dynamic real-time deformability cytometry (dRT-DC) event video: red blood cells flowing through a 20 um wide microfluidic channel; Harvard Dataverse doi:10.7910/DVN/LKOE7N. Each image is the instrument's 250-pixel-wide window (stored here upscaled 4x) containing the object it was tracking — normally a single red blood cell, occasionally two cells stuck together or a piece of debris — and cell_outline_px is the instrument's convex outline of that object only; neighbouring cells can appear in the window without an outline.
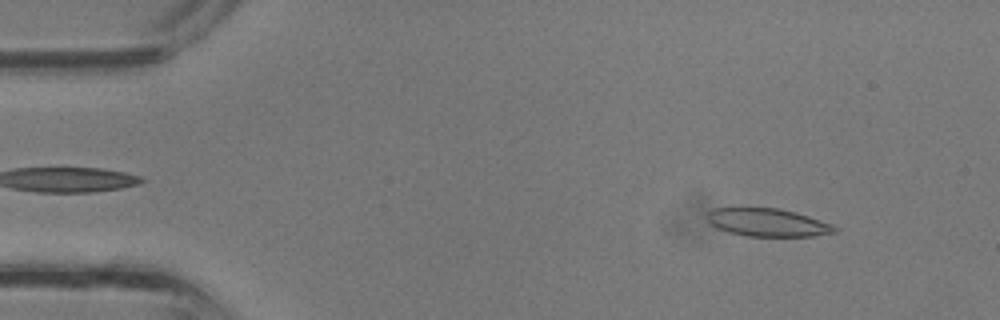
{"species": "common noctule bat (a hibernating species)", "species_latin": "Nyctalus noctula", "temperature_condition": "room temperature", "stored_images_in_passage": 34, "camera_frame_rate_fps": 3000, "um_per_image_px": 0.085, "animal": {"sex": "male", "body_mass_g": 13.3}, "frame": {"image": 1, "passage_image": 2, "time_ms": 0.333, "image_size_px": [1000, 320], "cell_outline_px": [[840, 232], [812, 236], [748, 236], [728, 232], [716, 228], [708, 220], [708, 212], [712, 208], [780, 208], [796, 212], [832, 224], [840, 228]], "centroid_in_image_um": [65.31, 18.91], "position_along_channel_um": 19.7, "area_um2": 20.87}}
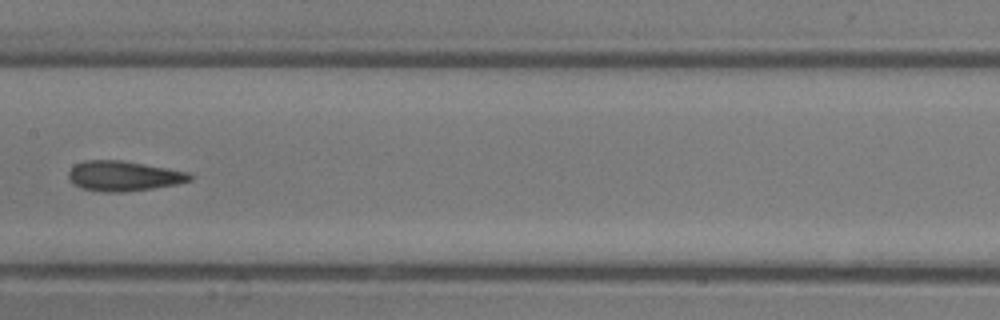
{"frame": {"image": 2, "passage_image": 16, "time_ms": 5.0, "image_size_px": [1000, 320], "cell_outline_px": [[192, 180], [176, 184], [152, 188], [124, 192], [104, 192], [84, 188], [72, 184], [68, 176], [68, 172], [76, 164], [84, 160], [120, 160], [168, 168], [188, 172], [192, 176]], "centroid_in_image_um": [10.5, 14.95], "position_along_channel_um": 196.9, "area_um2": 21.1}}
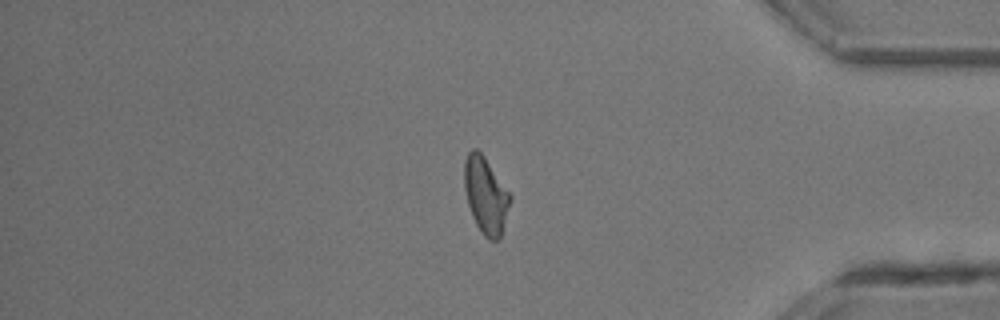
{"frame": {"image": 3, "passage_image": 28, "time_ms": 9.0, "image_size_px": [1000, 320], "cell_outline_px": [[512, 196], [500, 236], [496, 240], [488, 240], [484, 236], [476, 224], [472, 216], [468, 204], [464, 188], [464, 160], [468, 152], [472, 148], [476, 148], [484, 156]], "centroid_in_image_um": [41.26, 16.57], "position_along_channel_um": 393.9, "area_um2": 20.23}}